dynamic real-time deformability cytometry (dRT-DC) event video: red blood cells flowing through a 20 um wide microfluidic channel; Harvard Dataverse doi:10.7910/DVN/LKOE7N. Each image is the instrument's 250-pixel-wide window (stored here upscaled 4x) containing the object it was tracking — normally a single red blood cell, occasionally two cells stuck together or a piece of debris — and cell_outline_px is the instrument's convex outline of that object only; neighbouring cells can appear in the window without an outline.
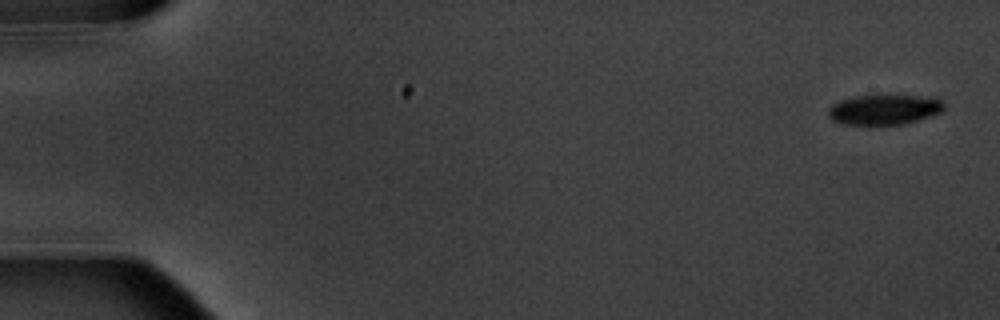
{"species": "common noctule bat (a hibernating species)", "species_latin": "Nyctalus noctula", "temperature_condition": "warm", "stored_images_in_passage": 9, "camera_frame_rate_fps": 3000, "um_per_image_px": 0.085, "animal": {"sex": "male", "body_mass_g": 20.1, "forearm_length_mm": 53.5}, "frame": {"image": 1, "passage_image": 1, "time_ms": 0.0, "image_size_px": [1000, 320], "cell_outline_px": [[944, 108], [940, 112], [904, 124], [876, 128], [868, 128], [840, 124], [832, 120], [828, 116], [828, 108], [832, 104], [840, 100], [856, 96], [916, 96], [944, 100]], "centroid_in_image_um": [75.05, 9.39], "position_along_channel_um": 9.9, "area_um2": 20.98}}
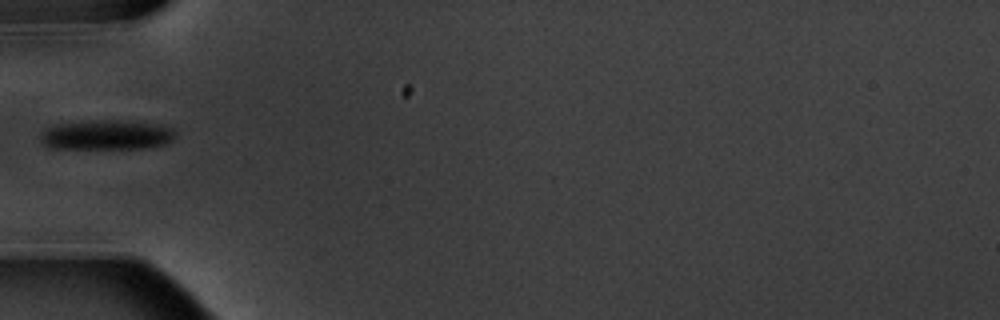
{"frame": {"image": 2, "passage_image": 6, "time_ms": 6.0, "image_size_px": [1000, 320], "cell_outline_px": [[176, 136], [172, 140], [164, 144], [144, 148], [48, 148], [40, 140], [40, 132], [44, 128], [56, 124], [88, 120], [128, 120], [160, 124], [172, 128], [176, 132]], "centroid_in_image_um": [9.04, 11.45], "position_along_channel_um": 76.0, "area_um2": 23.81}}